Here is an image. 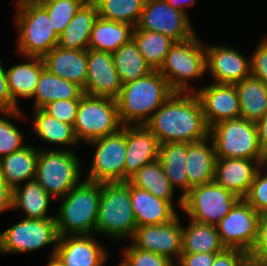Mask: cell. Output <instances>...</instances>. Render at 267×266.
I'll use <instances>...</instances> for the list:
<instances>
[{
	"mask_svg": "<svg viewBox=\"0 0 267 266\" xmlns=\"http://www.w3.org/2000/svg\"><path fill=\"white\" fill-rule=\"evenodd\" d=\"M160 144L194 143L209 137L202 104L195 92H174L145 123Z\"/></svg>",
	"mask_w": 267,
	"mask_h": 266,
	"instance_id": "1",
	"label": "cell"
},
{
	"mask_svg": "<svg viewBox=\"0 0 267 266\" xmlns=\"http://www.w3.org/2000/svg\"><path fill=\"white\" fill-rule=\"evenodd\" d=\"M173 93L166 78L158 70L123 84L116 98L121 123L145 124Z\"/></svg>",
	"mask_w": 267,
	"mask_h": 266,
	"instance_id": "2",
	"label": "cell"
},
{
	"mask_svg": "<svg viewBox=\"0 0 267 266\" xmlns=\"http://www.w3.org/2000/svg\"><path fill=\"white\" fill-rule=\"evenodd\" d=\"M102 182L81 181L64 197L55 215L59 236L95 234Z\"/></svg>",
	"mask_w": 267,
	"mask_h": 266,
	"instance_id": "3",
	"label": "cell"
},
{
	"mask_svg": "<svg viewBox=\"0 0 267 266\" xmlns=\"http://www.w3.org/2000/svg\"><path fill=\"white\" fill-rule=\"evenodd\" d=\"M137 228L130 198V182H103L95 234H105L115 241L131 240Z\"/></svg>",
	"mask_w": 267,
	"mask_h": 266,
	"instance_id": "4",
	"label": "cell"
},
{
	"mask_svg": "<svg viewBox=\"0 0 267 266\" xmlns=\"http://www.w3.org/2000/svg\"><path fill=\"white\" fill-rule=\"evenodd\" d=\"M67 148L38 149L35 180L56 200L81 183L80 160Z\"/></svg>",
	"mask_w": 267,
	"mask_h": 266,
	"instance_id": "5",
	"label": "cell"
},
{
	"mask_svg": "<svg viewBox=\"0 0 267 266\" xmlns=\"http://www.w3.org/2000/svg\"><path fill=\"white\" fill-rule=\"evenodd\" d=\"M158 71L166 78L174 92H196V89L189 87L188 82L202 78L207 72L204 43L200 42L197 35L175 41Z\"/></svg>",
	"mask_w": 267,
	"mask_h": 266,
	"instance_id": "6",
	"label": "cell"
},
{
	"mask_svg": "<svg viewBox=\"0 0 267 266\" xmlns=\"http://www.w3.org/2000/svg\"><path fill=\"white\" fill-rule=\"evenodd\" d=\"M217 158H241L255 160L263 165L258 129L255 122L244 118L223 120L210 127Z\"/></svg>",
	"mask_w": 267,
	"mask_h": 266,
	"instance_id": "7",
	"label": "cell"
},
{
	"mask_svg": "<svg viewBox=\"0 0 267 266\" xmlns=\"http://www.w3.org/2000/svg\"><path fill=\"white\" fill-rule=\"evenodd\" d=\"M16 6L18 9L14 19L19 31L16 51L23 57L43 58L57 46L59 40L47 10L41 4Z\"/></svg>",
	"mask_w": 267,
	"mask_h": 266,
	"instance_id": "8",
	"label": "cell"
},
{
	"mask_svg": "<svg viewBox=\"0 0 267 266\" xmlns=\"http://www.w3.org/2000/svg\"><path fill=\"white\" fill-rule=\"evenodd\" d=\"M73 126L79 143L116 133L123 127L116 99L83 94Z\"/></svg>",
	"mask_w": 267,
	"mask_h": 266,
	"instance_id": "9",
	"label": "cell"
},
{
	"mask_svg": "<svg viewBox=\"0 0 267 266\" xmlns=\"http://www.w3.org/2000/svg\"><path fill=\"white\" fill-rule=\"evenodd\" d=\"M58 239L55 218H23L0 233V253L33 252L53 244L54 248L51 250L53 255Z\"/></svg>",
	"mask_w": 267,
	"mask_h": 266,
	"instance_id": "10",
	"label": "cell"
},
{
	"mask_svg": "<svg viewBox=\"0 0 267 266\" xmlns=\"http://www.w3.org/2000/svg\"><path fill=\"white\" fill-rule=\"evenodd\" d=\"M240 198L215 181L195 186L183 197V211L191 220L216 225Z\"/></svg>",
	"mask_w": 267,
	"mask_h": 266,
	"instance_id": "11",
	"label": "cell"
},
{
	"mask_svg": "<svg viewBox=\"0 0 267 266\" xmlns=\"http://www.w3.org/2000/svg\"><path fill=\"white\" fill-rule=\"evenodd\" d=\"M95 146L91 169L85 180L92 182H124L126 158V125L116 133L88 143Z\"/></svg>",
	"mask_w": 267,
	"mask_h": 266,
	"instance_id": "12",
	"label": "cell"
},
{
	"mask_svg": "<svg viewBox=\"0 0 267 266\" xmlns=\"http://www.w3.org/2000/svg\"><path fill=\"white\" fill-rule=\"evenodd\" d=\"M260 215L240 198L216 224L222 244L227 249H239L249 254L257 239Z\"/></svg>",
	"mask_w": 267,
	"mask_h": 266,
	"instance_id": "13",
	"label": "cell"
},
{
	"mask_svg": "<svg viewBox=\"0 0 267 266\" xmlns=\"http://www.w3.org/2000/svg\"><path fill=\"white\" fill-rule=\"evenodd\" d=\"M134 29L162 33L174 41L196 35L188 14L172 8L166 0H146Z\"/></svg>",
	"mask_w": 267,
	"mask_h": 266,
	"instance_id": "14",
	"label": "cell"
},
{
	"mask_svg": "<svg viewBox=\"0 0 267 266\" xmlns=\"http://www.w3.org/2000/svg\"><path fill=\"white\" fill-rule=\"evenodd\" d=\"M131 241L138 249L165 256L173 262L176 259V264L182 254V225L179 216L168 223L137 227Z\"/></svg>",
	"mask_w": 267,
	"mask_h": 266,
	"instance_id": "15",
	"label": "cell"
},
{
	"mask_svg": "<svg viewBox=\"0 0 267 266\" xmlns=\"http://www.w3.org/2000/svg\"><path fill=\"white\" fill-rule=\"evenodd\" d=\"M122 85L112 53L87 49V79L83 93L116 99Z\"/></svg>",
	"mask_w": 267,
	"mask_h": 266,
	"instance_id": "16",
	"label": "cell"
},
{
	"mask_svg": "<svg viewBox=\"0 0 267 266\" xmlns=\"http://www.w3.org/2000/svg\"><path fill=\"white\" fill-rule=\"evenodd\" d=\"M206 71L214 83L234 84L251 75L250 58L247 59L230 46L206 45Z\"/></svg>",
	"mask_w": 267,
	"mask_h": 266,
	"instance_id": "17",
	"label": "cell"
},
{
	"mask_svg": "<svg viewBox=\"0 0 267 266\" xmlns=\"http://www.w3.org/2000/svg\"><path fill=\"white\" fill-rule=\"evenodd\" d=\"M195 93L209 128L220 121L240 117L239 97L234 84L211 83Z\"/></svg>",
	"mask_w": 267,
	"mask_h": 266,
	"instance_id": "18",
	"label": "cell"
},
{
	"mask_svg": "<svg viewBox=\"0 0 267 266\" xmlns=\"http://www.w3.org/2000/svg\"><path fill=\"white\" fill-rule=\"evenodd\" d=\"M160 143L157 137L143 125H126V158L124 182L142 166L158 160Z\"/></svg>",
	"mask_w": 267,
	"mask_h": 266,
	"instance_id": "19",
	"label": "cell"
},
{
	"mask_svg": "<svg viewBox=\"0 0 267 266\" xmlns=\"http://www.w3.org/2000/svg\"><path fill=\"white\" fill-rule=\"evenodd\" d=\"M93 235L59 236L55 254L66 266H103L109 255Z\"/></svg>",
	"mask_w": 267,
	"mask_h": 266,
	"instance_id": "20",
	"label": "cell"
},
{
	"mask_svg": "<svg viewBox=\"0 0 267 266\" xmlns=\"http://www.w3.org/2000/svg\"><path fill=\"white\" fill-rule=\"evenodd\" d=\"M260 166L255 160L217 158L214 181L239 198H245Z\"/></svg>",
	"mask_w": 267,
	"mask_h": 266,
	"instance_id": "21",
	"label": "cell"
},
{
	"mask_svg": "<svg viewBox=\"0 0 267 266\" xmlns=\"http://www.w3.org/2000/svg\"><path fill=\"white\" fill-rule=\"evenodd\" d=\"M130 198L137 227L168 223L178 214L169 201L130 183Z\"/></svg>",
	"mask_w": 267,
	"mask_h": 266,
	"instance_id": "22",
	"label": "cell"
},
{
	"mask_svg": "<svg viewBox=\"0 0 267 266\" xmlns=\"http://www.w3.org/2000/svg\"><path fill=\"white\" fill-rule=\"evenodd\" d=\"M45 68L60 78L85 88L87 79V50L54 47L43 58Z\"/></svg>",
	"mask_w": 267,
	"mask_h": 266,
	"instance_id": "23",
	"label": "cell"
},
{
	"mask_svg": "<svg viewBox=\"0 0 267 266\" xmlns=\"http://www.w3.org/2000/svg\"><path fill=\"white\" fill-rule=\"evenodd\" d=\"M209 140L210 137H207L188 144L185 168L188 176L189 191L195 186L214 181L217 157L213 142L209 145Z\"/></svg>",
	"mask_w": 267,
	"mask_h": 266,
	"instance_id": "24",
	"label": "cell"
},
{
	"mask_svg": "<svg viewBox=\"0 0 267 266\" xmlns=\"http://www.w3.org/2000/svg\"><path fill=\"white\" fill-rule=\"evenodd\" d=\"M97 17L96 5L91 0H87L59 36L57 46L63 49L87 50Z\"/></svg>",
	"mask_w": 267,
	"mask_h": 266,
	"instance_id": "25",
	"label": "cell"
},
{
	"mask_svg": "<svg viewBox=\"0 0 267 266\" xmlns=\"http://www.w3.org/2000/svg\"><path fill=\"white\" fill-rule=\"evenodd\" d=\"M188 143L168 142L160 144L158 160L172 187L180 188L183 193L177 204L182 209L183 197L189 192V182L185 168Z\"/></svg>",
	"mask_w": 267,
	"mask_h": 266,
	"instance_id": "26",
	"label": "cell"
},
{
	"mask_svg": "<svg viewBox=\"0 0 267 266\" xmlns=\"http://www.w3.org/2000/svg\"><path fill=\"white\" fill-rule=\"evenodd\" d=\"M38 150L26 145L18 151L0 158V172L7 185L13 190L21 182L35 179Z\"/></svg>",
	"mask_w": 267,
	"mask_h": 266,
	"instance_id": "27",
	"label": "cell"
},
{
	"mask_svg": "<svg viewBox=\"0 0 267 266\" xmlns=\"http://www.w3.org/2000/svg\"><path fill=\"white\" fill-rule=\"evenodd\" d=\"M83 94V89L76 83L60 78L44 68L32 96L35 100L34 109H42L49 102L60 99H80Z\"/></svg>",
	"mask_w": 267,
	"mask_h": 266,
	"instance_id": "28",
	"label": "cell"
},
{
	"mask_svg": "<svg viewBox=\"0 0 267 266\" xmlns=\"http://www.w3.org/2000/svg\"><path fill=\"white\" fill-rule=\"evenodd\" d=\"M134 26L97 17L94 22L88 49L113 53L133 38Z\"/></svg>",
	"mask_w": 267,
	"mask_h": 266,
	"instance_id": "29",
	"label": "cell"
},
{
	"mask_svg": "<svg viewBox=\"0 0 267 266\" xmlns=\"http://www.w3.org/2000/svg\"><path fill=\"white\" fill-rule=\"evenodd\" d=\"M27 63H20L6 70L9 90L14 102L18 99L32 98L41 72L45 68L44 61L40 57L25 56Z\"/></svg>",
	"mask_w": 267,
	"mask_h": 266,
	"instance_id": "30",
	"label": "cell"
},
{
	"mask_svg": "<svg viewBox=\"0 0 267 266\" xmlns=\"http://www.w3.org/2000/svg\"><path fill=\"white\" fill-rule=\"evenodd\" d=\"M234 85L239 97L240 117L257 123L267 112V85L252 75Z\"/></svg>",
	"mask_w": 267,
	"mask_h": 266,
	"instance_id": "31",
	"label": "cell"
},
{
	"mask_svg": "<svg viewBox=\"0 0 267 266\" xmlns=\"http://www.w3.org/2000/svg\"><path fill=\"white\" fill-rule=\"evenodd\" d=\"M222 244L216 225L191 220L182 225V253H221Z\"/></svg>",
	"mask_w": 267,
	"mask_h": 266,
	"instance_id": "32",
	"label": "cell"
},
{
	"mask_svg": "<svg viewBox=\"0 0 267 266\" xmlns=\"http://www.w3.org/2000/svg\"><path fill=\"white\" fill-rule=\"evenodd\" d=\"M50 199L52 197L34 179L13 189L12 209H21L25 213L24 218H55L47 214Z\"/></svg>",
	"mask_w": 267,
	"mask_h": 266,
	"instance_id": "33",
	"label": "cell"
},
{
	"mask_svg": "<svg viewBox=\"0 0 267 266\" xmlns=\"http://www.w3.org/2000/svg\"><path fill=\"white\" fill-rule=\"evenodd\" d=\"M33 120V130L37 136H39L43 141L50 142L51 144L77 146L79 141L76 138L74 126L60 122L54 117L50 116L43 109L34 110Z\"/></svg>",
	"mask_w": 267,
	"mask_h": 266,
	"instance_id": "34",
	"label": "cell"
},
{
	"mask_svg": "<svg viewBox=\"0 0 267 266\" xmlns=\"http://www.w3.org/2000/svg\"><path fill=\"white\" fill-rule=\"evenodd\" d=\"M128 181L133 186L146 190L155 197L167 200L175 205L173 204L175 188L169 182L159 160L142 166Z\"/></svg>",
	"mask_w": 267,
	"mask_h": 266,
	"instance_id": "35",
	"label": "cell"
},
{
	"mask_svg": "<svg viewBox=\"0 0 267 266\" xmlns=\"http://www.w3.org/2000/svg\"><path fill=\"white\" fill-rule=\"evenodd\" d=\"M112 55L122 84L136 80L152 71L133 38L121 45Z\"/></svg>",
	"mask_w": 267,
	"mask_h": 266,
	"instance_id": "36",
	"label": "cell"
},
{
	"mask_svg": "<svg viewBox=\"0 0 267 266\" xmlns=\"http://www.w3.org/2000/svg\"><path fill=\"white\" fill-rule=\"evenodd\" d=\"M133 39L152 70L160 69L171 45L175 42L162 33L143 29H134Z\"/></svg>",
	"mask_w": 267,
	"mask_h": 266,
	"instance_id": "37",
	"label": "cell"
},
{
	"mask_svg": "<svg viewBox=\"0 0 267 266\" xmlns=\"http://www.w3.org/2000/svg\"><path fill=\"white\" fill-rule=\"evenodd\" d=\"M98 16L115 22L137 25L146 0H91Z\"/></svg>",
	"mask_w": 267,
	"mask_h": 266,
	"instance_id": "38",
	"label": "cell"
},
{
	"mask_svg": "<svg viewBox=\"0 0 267 266\" xmlns=\"http://www.w3.org/2000/svg\"><path fill=\"white\" fill-rule=\"evenodd\" d=\"M87 0H48L41 5L47 10L55 32L60 36L76 12Z\"/></svg>",
	"mask_w": 267,
	"mask_h": 266,
	"instance_id": "39",
	"label": "cell"
},
{
	"mask_svg": "<svg viewBox=\"0 0 267 266\" xmlns=\"http://www.w3.org/2000/svg\"><path fill=\"white\" fill-rule=\"evenodd\" d=\"M0 158L20 150L24 145V136L20 130L7 118H20L23 116L21 110L0 112ZM5 117V118H4Z\"/></svg>",
	"mask_w": 267,
	"mask_h": 266,
	"instance_id": "40",
	"label": "cell"
},
{
	"mask_svg": "<svg viewBox=\"0 0 267 266\" xmlns=\"http://www.w3.org/2000/svg\"><path fill=\"white\" fill-rule=\"evenodd\" d=\"M123 259L129 266H175L169 258L151 251L138 249L133 244L123 250Z\"/></svg>",
	"mask_w": 267,
	"mask_h": 266,
	"instance_id": "41",
	"label": "cell"
},
{
	"mask_svg": "<svg viewBox=\"0 0 267 266\" xmlns=\"http://www.w3.org/2000/svg\"><path fill=\"white\" fill-rule=\"evenodd\" d=\"M264 169L265 167L263 165L259 167L250 190L244 198L260 214L267 212V173L263 172Z\"/></svg>",
	"mask_w": 267,
	"mask_h": 266,
	"instance_id": "42",
	"label": "cell"
},
{
	"mask_svg": "<svg viewBox=\"0 0 267 266\" xmlns=\"http://www.w3.org/2000/svg\"><path fill=\"white\" fill-rule=\"evenodd\" d=\"M80 99H60L49 102L42 109L60 122L74 125Z\"/></svg>",
	"mask_w": 267,
	"mask_h": 266,
	"instance_id": "43",
	"label": "cell"
},
{
	"mask_svg": "<svg viewBox=\"0 0 267 266\" xmlns=\"http://www.w3.org/2000/svg\"><path fill=\"white\" fill-rule=\"evenodd\" d=\"M251 75L267 85V37L256 47L250 57Z\"/></svg>",
	"mask_w": 267,
	"mask_h": 266,
	"instance_id": "44",
	"label": "cell"
},
{
	"mask_svg": "<svg viewBox=\"0 0 267 266\" xmlns=\"http://www.w3.org/2000/svg\"><path fill=\"white\" fill-rule=\"evenodd\" d=\"M249 259L250 261H267V212L260 215L258 235L249 253Z\"/></svg>",
	"mask_w": 267,
	"mask_h": 266,
	"instance_id": "45",
	"label": "cell"
},
{
	"mask_svg": "<svg viewBox=\"0 0 267 266\" xmlns=\"http://www.w3.org/2000/svg\"><path fill=\"white\" fill-rule=\"evenodd\" d=\"M249 254L239 249H225L216 255L212 266H245L249 261Z\"/></svg>",
	"mask_w": 267,
	"mask_h": 266,
	"instance_id": "46",
	"label": "cell"
},
{
	"mask_svg": "<svg viewBox=\"0 0 267 266\" xmlns=\"http://www.w3.org/2000/svg\"><path fill=\"white\" fill-rule=\"evenodd\" d=\"M19 109L20 106L12 99L7 80L6 68L3 67L2 60H0V112Z\"/></svg>",
	"mask_w": 267,
	"mask_h": 266,
	"instance_id": "47",
	"label": "cell"
},
{
	"mask_svg": "<svg viewBox=\"0 0 267 266\" xmlns=\"http://www.w3.org/2000/svg\"><path fill=\"white\" fill-rule=\"evenodd\" d=\"M219 253H182L175 266H212Z\"/></svg>",
	"mask_w": 267,
	"mask_h": 266,
	"instance_id": "48",
	"label": "cell"
},
{
	"mask_svg": "<svg viewBox=\"0 0 267 266\" xmlns=\"http://www.w3.org/2000/svg\"><path fill=\"white\" fill-rule=\"evenodd\" d=\"M13 190L7 185L0 172V214L12 209Z\"/></svg>",
	"mask_w": 267,
	"mask_h": 266,
	"instance_id": "49",
	"label": "cell"
},
{
	"mask_svg": "<svg viewBox=\"0 0 267 266\" xmlns=\"http://www.w3.org/2000/svg\"><path fill=\"white\" fill-rule=\"evenodd\" d=\"M258 129L259 144L263 156L267 154V112L256 123Z\"/></svg>",
	"mask_w": 267,
	"mask_h": 266,
	"instance_id": "50",
	"label": "cell"
},
{
	"mask_svg": "<svg viewBox=\"0 0 267 266\" xmlns=\"http://www.w3.org/2000/svg\"><path fill=\"white\" fill-rule=\"evenodd\" d=\"M167 3L174 9H177L183 13H186V7H192L196 3V0H166Z\"/></svg>",
	"mask_w": 267,
	"mask_h": 266,
	"instance_id": "51",
	"label": "cell"
},
{
	"mask_svg": "<svg viewBox=\"0 0 267 266\" xmlns=\"http://www.w3.org/2000/svg\"><path fill=\"white\" fill-rule=\"evenodd\" d=\"M46 266H66L61 259L56 255L53 254L50 256V260Z\"/></svg>",
	"mask_w": 267,
	"mask_h": 266,
	"instance_id": "52",
	"label": "cell"
},
{
	"mask_svg": "<svg viewBox=\"0 0 267 266\" xmlns=\"http://www.w3.org/2000/svg\"><path fill=\"white\" fill-rule=\"evenodd\" d=\"M45 1L48 0H18L16 5H20V4H41Z\"/></svg>",
	"mask_w": 267,
	"mask_h": 266,
	"instance_id": "53",
	"label": "cell"
},
{
	"mask_svg": "<svg viewBox=\"0 0 267 266\" xmlns=\"http://www.w3.org/2000/svg\"><path fill=\"white\" fill-rule=\"evenodd\" d=\"M258 266H267V261H254Z\"/></svg>",
	"mask_w": 267,
	"mask_h": 266,
	"instance_id": "54",
	"label": "cell"
},
{
	"mask_svg": "<svg viewBox=\"0 0 267 266\" xmlns=\"http://www.w3.org/2000/svg\"><path fill=\"white\" fill-rule=\"evenodd\" d=\"M245 266H258L254 261H248Z\"/></svg>",
	"mask_w": 267,
	"mask_h": 266,
	"instance_id": "55",
	"label": "cell"
},
{
	"mask_svg": "<svg viewBox=\"0 0 267 266\" xmlns=\"http://www.w3.org/2000/svg\"><path fill=\"white\" fill-rule=\"evenodd\" d=\"M263 166L267 169V154L264 156Z\"/></svg>",
	"mask_w": 267,
	"mask_h": 266,
	"instance_id": "56",
	"label": "cell"
},
{
	"mask_svg": "<svg viewBox=\"0 0 267 266\" xmlns=\"http://www.w3.org/2000/svg\"><path fill=\"white\" fill-rule=\"evenodd\" d=\"M118 266H129V265L124 259H122L121 263H119Z\"/></svg>",
	"mask_w": 267,
	"mask_h": 266,
	"instance_id": "57",
	"label": "cell"
}]
</instances>
